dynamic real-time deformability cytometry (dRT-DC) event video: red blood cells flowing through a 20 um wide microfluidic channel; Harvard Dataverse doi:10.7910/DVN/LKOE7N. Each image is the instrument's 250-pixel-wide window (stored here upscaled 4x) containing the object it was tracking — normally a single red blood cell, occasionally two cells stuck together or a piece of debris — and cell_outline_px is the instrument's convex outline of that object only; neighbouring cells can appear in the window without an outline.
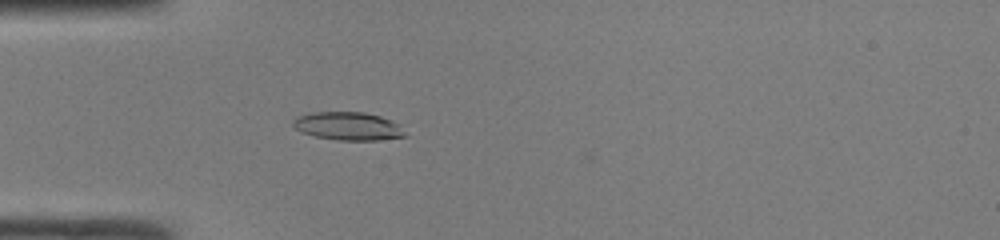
{"species": "common noctule bat (a hibernating species)", "species_latin": "Nyctalus noctula", "temperature_condition": "room temperature", "stored_images_in_passage": 40, "camera_frame_rate_fps": 3000, "um_per_image_px": 0.085, "animal": {"sex": "male", "body_mass_g": 19.0, "forearm_length_mm": 50.8}, "frame": {"image": 1, "passage_image": 6, "time_ms": 1.667, "image_size_px": [1000, 240], "cell_outline_px": [[408, 136], [380, 140], [336, 140], [316, 136], [304, 132], [296, 128], [292, 124], [292, 120], [296, 116], [312, 112], [364, 112], [380, 116], [392, 120], [400, 124]], "centroid_in_image_um": [29.63, 10.71], "position_along_channel_um": 55.4, "area_um2": 18.5}}
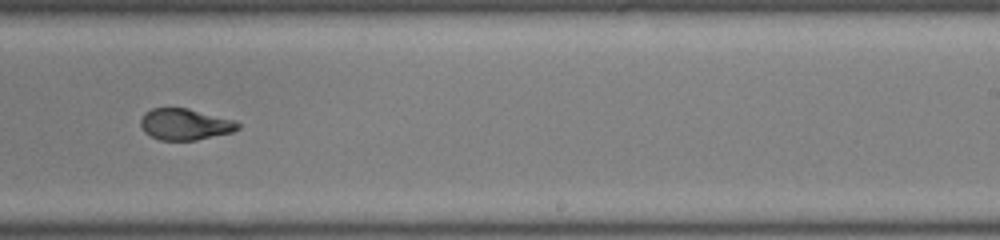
{"frame": {"image": 2, "passage_image": 22, "time_ms": 7.0, "image_size_px": [1000, 240], "cell_outline_px": [[240, 128], [232, 132], [196, 140], [160, 140], [144, 132], [140, 124], [140, 120], [144, 112], [152, 108], [188, 108], [236, 120], [240, 124]], "centroid_in_image_um": [15.73, 10.56], "position_along_channel_um": 273.3, "area_um2": 17.86}}
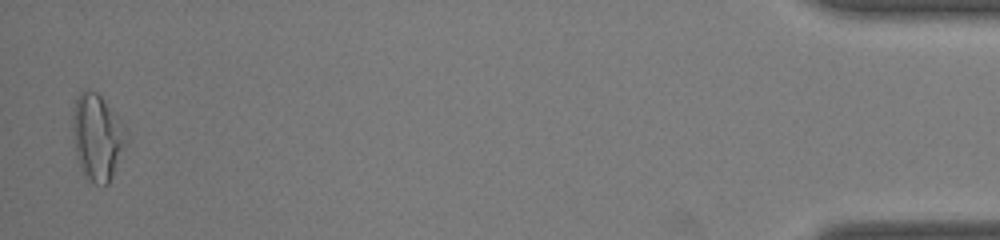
{"frame": {"image": 3, "passage_image": 39, "time_ms": 12.667, "image_size_px": [1000, 240], "cell_outline_px": [[128, 136], [108, 184], [96, 184], [88, 180], [84, 176], [76, 156], [72, 132], [72, 108], [76, 96], [84, 88], [96, 92], [104, 100], [124, 128]], "centroid_in_image_um": [8.2, 11.62], "position_along_channel_um": 427.0, "area_um2": 26.59}, "authors_computed_cell_mechanics": {"area_um2": 18.3804, "velocity_mm_per_s": 4.2312, "shape_relaxation_time_tau1_ms": null, "shape_relaxation_time_tau2_ms": 1.5337, "deformation_change_tau1": null, "deformation_change_tau2": 0.0674}}